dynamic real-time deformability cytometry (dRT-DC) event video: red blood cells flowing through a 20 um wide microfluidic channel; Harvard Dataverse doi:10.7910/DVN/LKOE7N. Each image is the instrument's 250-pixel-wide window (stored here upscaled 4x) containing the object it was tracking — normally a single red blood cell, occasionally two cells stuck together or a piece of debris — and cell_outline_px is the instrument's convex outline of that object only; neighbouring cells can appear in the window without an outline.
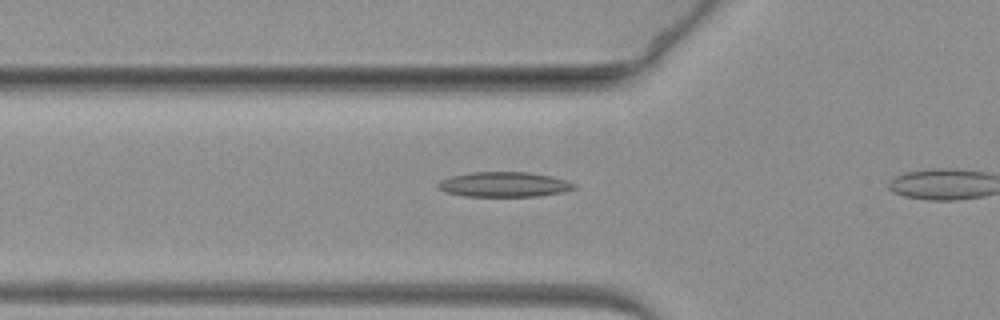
{"species": "common noctule bat (a hibernating species)", "species_latin": "Nyctalus noctula", "temperature_condition": "warm", "stored_images_in_passage": 5, "camera_frame_rate_fps": 3000, "um_per_image_px": 0.085, "animal": {"sex": "female", "body_mass_g": 19.3, "forearm_length_mm": 54.1}, "frame": {"image": 1, "passage_image": 4, "time_ms": 1.0, "image_size_px": [1000, 320], "cell_outline_px": [[576, 188], [564, 192], [536, 196], [464, 196], [444, 192], [436, 188], [436, 184], [440, 180], [452, 176], [472, 172], [528, 172], [552, 176], [576, 184]], "centroid_in_image_um": [42.81, 15.68], "position_along_channel_um": 83.0, "area_um2": 19.88}}